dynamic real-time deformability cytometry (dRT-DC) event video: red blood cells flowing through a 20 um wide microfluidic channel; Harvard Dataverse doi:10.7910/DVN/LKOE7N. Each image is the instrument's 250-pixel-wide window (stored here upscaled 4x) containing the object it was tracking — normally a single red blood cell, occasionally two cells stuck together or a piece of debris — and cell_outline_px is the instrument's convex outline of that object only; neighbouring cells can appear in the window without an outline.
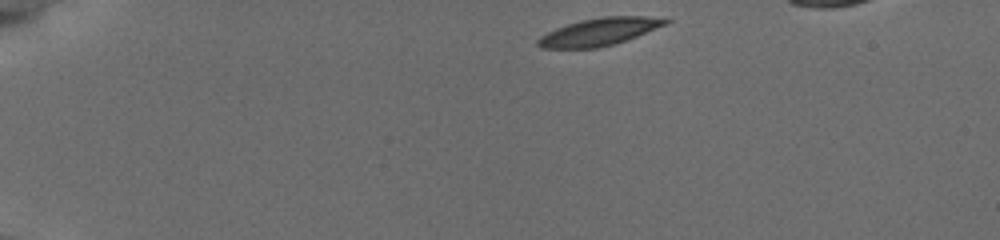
{"species": "common noctule bat (a hibernating species)", "species_latin": "Nyctalus noctula", "temperature_condition": "cold", "stored_images_in_passage": 43, "camera_frame_rate_fps": 3000, "um_per_image_px": 0.085, "animal": {"sex": "female", "body_mass_g": 19.5, "forearm_length_mm": 54.1}, "frame": {"image": 1, "passage_image": 1, "time_ms": 0.0, "image_size_px": [1000, 240], "cell_outline_px": [[672, 20], [668, 24], [636, 36], [612, 44], [596, 48], [540, 48], [536, 44], [536, 40], [540, 36], [556, 28], [580, 20], [600, 16], [668, 16]], "centroid_in_image_um": [51.0, 2.67], "position_along_channel_um": 34.0, "area_um2": 20.63}}
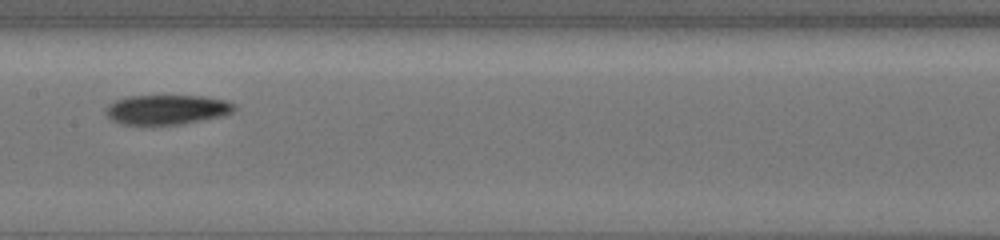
{"frame": {"image": 2, "passage_image": 20, "time_ms": 6.333, "image_size_px": [1000, 240], "cell_outline_px": [[236, 108], [232, 112], [224, 116], [180, 124], [120, 124], [112, 120], [104, 112], [104, 108], [108, 104], [116, 100], [128, 96], [204, 96], [228, 100], [236, 104]], "centroid_in_image_um": [14.2, 9.31], "position_along_channel_um": 193.2, "area_um2": 22.37}}
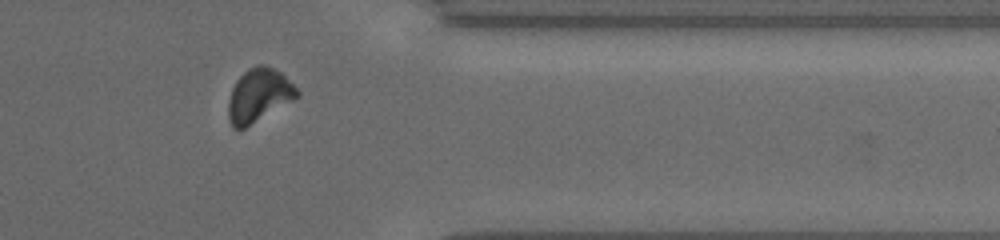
{"frame": {"image": 3, "passage_image": 36, "time_ms": 11.667, "image_size_px": [1000, 240], "cell_outline_px": [[300, 96], [244, 128], [232, 128], [228, 120], [228, 100], [232, 88], [236, 80], [248, 68], [256, 64], [264, 64], [280, 72], [300, 92]], "centroid_in_image_um": [21.97, 8.09], "position_along_channel_um": 389.4, "area_um2": 21.21}}